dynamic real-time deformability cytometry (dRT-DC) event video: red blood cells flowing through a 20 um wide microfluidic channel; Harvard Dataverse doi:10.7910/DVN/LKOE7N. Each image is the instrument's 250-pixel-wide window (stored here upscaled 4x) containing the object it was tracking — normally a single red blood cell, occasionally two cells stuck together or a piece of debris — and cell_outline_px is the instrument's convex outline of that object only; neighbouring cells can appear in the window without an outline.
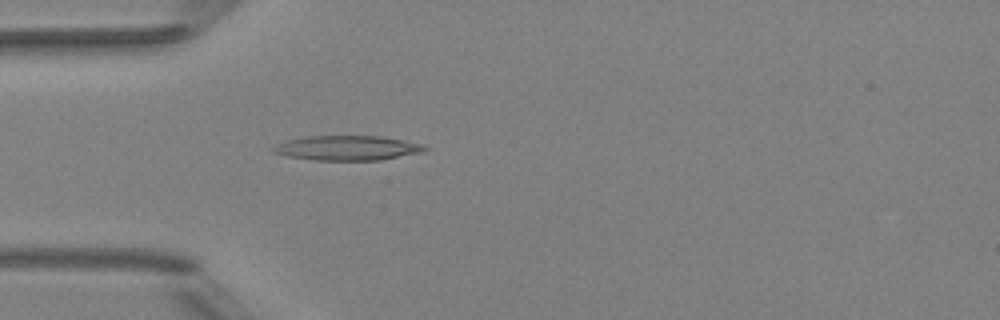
{"species": "Egyptian fruit bat (a non-hibernating species)", "species_latin": "Rousettus aegyptiacus", "temperature_condition": "room temperature", "stored_images_in_passage": 5, "camera_frame_rate_fps": 3000, "um_per_image_px": 0.085, "animal": {"sex": "female"}, "frame": {"image": 1, "passage_image": 5, "time_ms": 4.667, "image_size_px": [1000, 320], "cell_outline_px": [[428, 148], [424, 152], [380, 160], [316, 160], [288, 156], [272, 152], [272, 148], [288, 140], [308, 136], [380, 136], [404, 140], [420, 144]], "centroid_in_image_um": [29.56, 12.58], "position_along_channel_um": 55.4, "area_um2": 21.56}}